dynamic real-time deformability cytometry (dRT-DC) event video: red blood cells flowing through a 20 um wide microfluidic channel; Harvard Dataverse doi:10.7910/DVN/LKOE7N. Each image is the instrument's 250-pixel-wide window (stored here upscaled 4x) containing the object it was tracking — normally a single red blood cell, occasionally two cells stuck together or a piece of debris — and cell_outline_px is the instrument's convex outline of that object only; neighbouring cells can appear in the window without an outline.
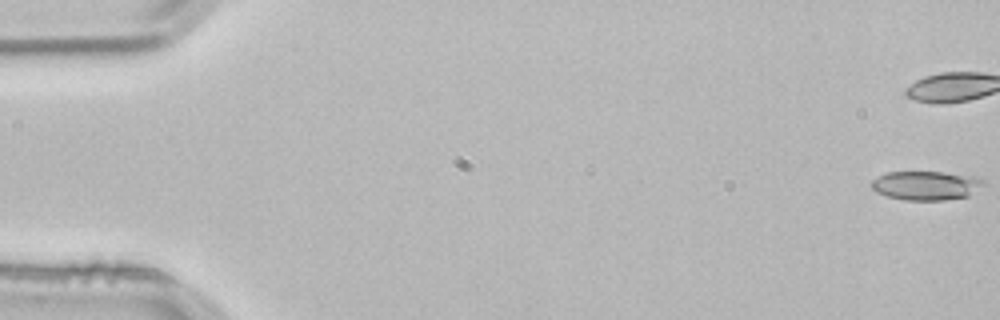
{"species": "common noctule bat (a hibernating species)", "species_latin": "Nyctalus noctula", "temperature_condition": "room temperature", "stored_images_in_passage": 5, "camera_frame_rate_fps": 3000, "um_per_image_px": 0.085, "animal": {"sex": "male", "body_mass_g": 21.5, "forearm_length_mm": 52.0}, "frame": {"image": 1, "passage_image": 1, "time_ms": 0.0, "image_size_px": [1000, 320], "cell_outline_px": [[984, 184], [968, 196], [944, 200], [904, 200], [888, 196], [876, 192], [872, 188], [872, 180], [888, 172], [944, 172], [976, 176], [984, 180]], "centroid_in_image_um": [78.73, 15.76], "position_along_channel_um": 6.3, "area_um2": 18.84}}
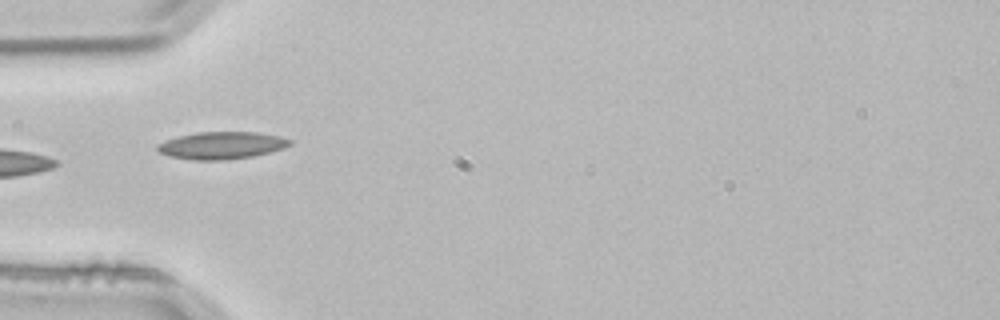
{"frame": {"image": 2, "passage_image": 4, "time_ms": 1.0, "image_size_px": [1000, 320], "cell_outline_px": [[292, 144], [284, 148], [252, 156], [224, 160], [192, 160], [168, 156], [160, 152], [156, 148], [156, 144], [180, 136], [196, 132], [256, 132], [280, 136], [292, 140]], "centroid_in_image_um": [18.84, 12.36], "position_along_channel_um": 66.2, "area_um2": 20.98}}